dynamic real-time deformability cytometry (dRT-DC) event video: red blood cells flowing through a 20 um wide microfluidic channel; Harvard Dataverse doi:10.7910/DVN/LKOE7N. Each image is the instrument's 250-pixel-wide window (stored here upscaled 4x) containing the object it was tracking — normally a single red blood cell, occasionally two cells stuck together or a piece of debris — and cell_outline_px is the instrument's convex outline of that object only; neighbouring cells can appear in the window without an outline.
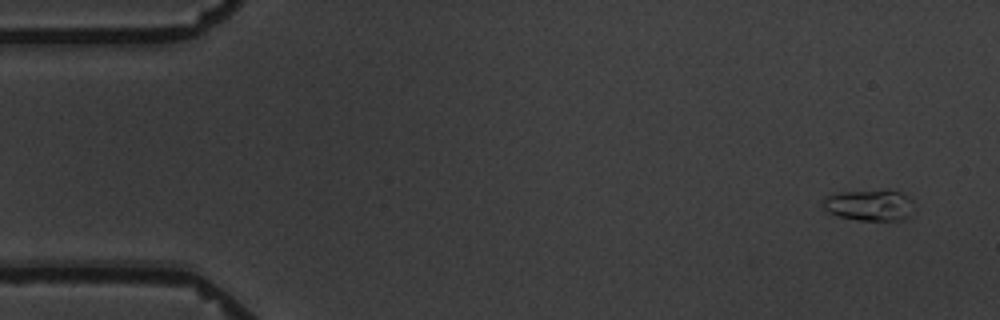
{"species": "common noctule bat (a hibernating species)", "species_latin": "Nyctalus noctula", "temperature_condition": "warm", "stored_images_in_passage": 6, "camera_frame_rate_fps": 3000, "um_per_image_px": 0.085, "animal": {"sex": "male", "body_mass_g": 19.5, "forearm_length_mm": 54.6}, "frame": {"image": 1, "passage_image": 1, "time_ms": 0.0, "image_size_px": [1000, 320], "cell_outline_px": [[912, 204], [908, 216], [904, 220], [856, 220], [840, 216], [828, 212], [820, 204], [824, 196], [840, 192], [888, 188], [900, 192], [912, 200]], "centroid_in_image_um": [73.86, 17.4], "position_along_channel_um": 11.1, "area_um2": 16.88}}